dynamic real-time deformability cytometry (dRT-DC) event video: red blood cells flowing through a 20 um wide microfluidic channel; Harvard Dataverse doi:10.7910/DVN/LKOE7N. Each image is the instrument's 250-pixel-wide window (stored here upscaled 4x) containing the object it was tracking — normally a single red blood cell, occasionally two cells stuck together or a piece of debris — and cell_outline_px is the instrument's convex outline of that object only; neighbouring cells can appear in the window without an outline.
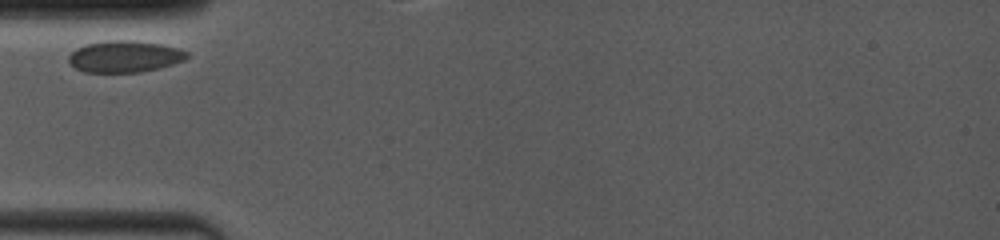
{"species": "common noctule bat (a hibernating species)", "species_latin": "Nyctalus noctula", "temperature_condition": "room temperature", "stored_images_in_passage": 3, "camera_frame_rate_fps": 4000, "um_per_image_px": 0.085, "animal": {"sex": "female", "body_mass_g": 19.0, "forearm_length_mm": 53.3}, "frame": {"image": 1, "passage_image": 1, "time_ms": 0.0, "image_size_px": [1000, 240], "cell_outline_px": [[192, 56], [184, 60], [160, 68], [140, 72], [84, 72], [68, 64], [68, 56], [76, 48], [88, 44], [104, 40], [132, 40], [160, 44], [176, 48], [188, 52]], "centroid_in_image_um": [10.59, 4.8], "position_along_channel_um": 74.4, "area_um2": 21.91}}